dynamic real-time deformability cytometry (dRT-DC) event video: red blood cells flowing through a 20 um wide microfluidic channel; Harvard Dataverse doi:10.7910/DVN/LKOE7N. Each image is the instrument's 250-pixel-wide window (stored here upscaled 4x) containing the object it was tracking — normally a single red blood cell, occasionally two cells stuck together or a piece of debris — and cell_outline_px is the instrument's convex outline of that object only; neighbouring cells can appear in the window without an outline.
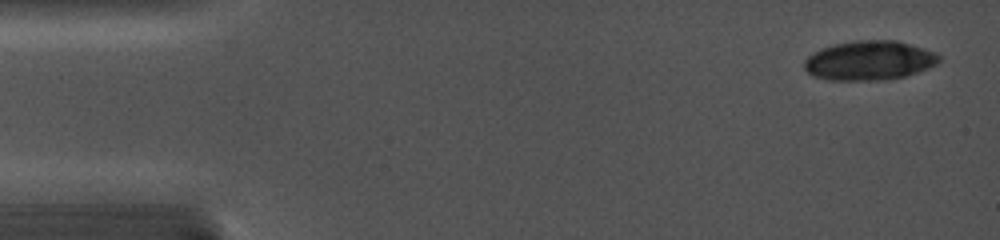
{"species": "common noctule bat (a hibernating species)", "species_latin": "Nyctalus noctula", "temperature_condition": "cold", "stored_images_in_passage": 5, "camera_frame_rate_fps": 5000, "um_per_image_px": 0.085, "animal": {"sex": "female", "body_mass_g": 19.0, "forearm_length_mm": 56.7}, "frame": {"image": 1, "passage_image": 1, "time_ms": 0.0, "image_size_px": [1000, 240], "cell_outline_px": [[940, 60], [936, 64], [928, 68], [904, 76], [884, 80], [828, 80], [812, 76], [804, 68], [804, 60], [808, 56], [820, 48], [836, 44], [856, 40], [896, 40], [924, 48], [936, 52], [940, 56]], "centroid_in_image_um": [73.88, 5.14], "position_along_channel_um": 11.1, "area_um2": 30.98}}